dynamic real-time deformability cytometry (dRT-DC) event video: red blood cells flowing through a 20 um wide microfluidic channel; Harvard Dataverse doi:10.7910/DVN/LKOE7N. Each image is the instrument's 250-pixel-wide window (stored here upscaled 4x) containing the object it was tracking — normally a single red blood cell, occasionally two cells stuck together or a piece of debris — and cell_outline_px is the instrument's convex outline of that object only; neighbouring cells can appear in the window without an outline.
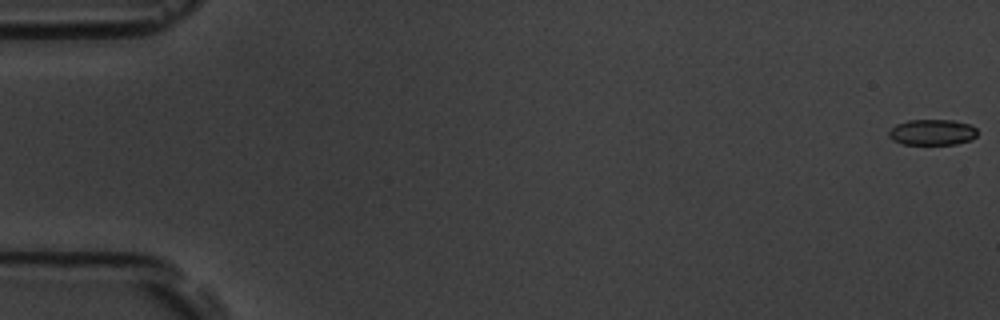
{"species": "common noctule bat (a hibernating species)", "species_latin": "Nyctalus noctula", "temperature_condition": "room temperature", "stored_images_in_passage": 55, "camera_frame_rate_fps": 3000, "um_per_image_px": 0.085, "animal": {"sex": "male", "body_mass_g": 19.5, "forearm_length_mm": 54.6}, "frame": {"image": 1, "passage_image": 1, "time_ms": 0.0, "image_size_px": [1000, 320], "cell_outline_px": [[976, 136], [972, 140], [956, 144], [904, 144], [892, 140], [888, 136], [888, 132], [896, 124], [908, 120], [952, 120], [968, 124], [976, 128]], "centroid_in_image_um": [79.23, 11.24], "position_along_channel_um": 5.8, "area_um2": 13.29}}
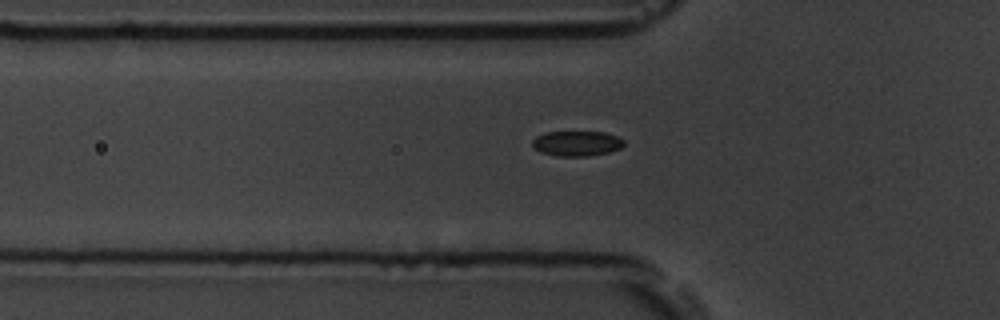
{"frame": {"image": 2, "passage_image": 19, "time_ms": 6.0, "image_size_px": [1000, 320], "cell_outline_px": [[624, 144], [620, 148], [608, 152], [588, 156], [556, 156], [540, 152], [532, 148], [532, 140], [536, 136], [544, 132], [604, 132], [616, 136], [624, 140]], "centroid_in_image_um": [48.97, 12.19], "position_along_channel_um": 76.8, "area_um2": 13.47}}
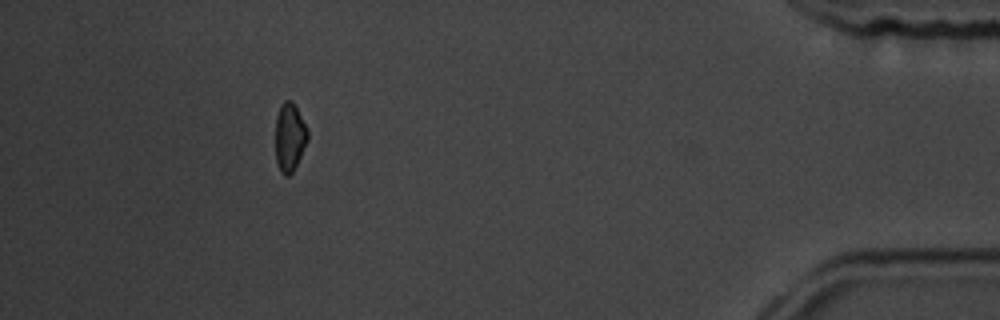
{"frame": {"image": 3, "passage_image": 50, "time_ms": 16.333, "image_size_px": [1000, 320], "cell_outline_px": [[308, 140], [292, 172], [288, 176], [284, 176], [280, 172], [276, 160], [276, 116], [280, 104], [284, 100], [292, 100], [308, 128]], "centroid_in_image_um": [24.62, 11.63], "position_along_channel_um": 410.6, "area_um2": 12.89}, "authors_computed_cell_mechanics": {"area_um2": 13.583, "velocity_mm_per_s": 3.799, "shape_relaxation_time_tau1_ms": 1.6244, "shape_relaxation_time_tau2_ms": null, "deformation_change_tau1": 0.055, "deformation_change_tau2": null}}